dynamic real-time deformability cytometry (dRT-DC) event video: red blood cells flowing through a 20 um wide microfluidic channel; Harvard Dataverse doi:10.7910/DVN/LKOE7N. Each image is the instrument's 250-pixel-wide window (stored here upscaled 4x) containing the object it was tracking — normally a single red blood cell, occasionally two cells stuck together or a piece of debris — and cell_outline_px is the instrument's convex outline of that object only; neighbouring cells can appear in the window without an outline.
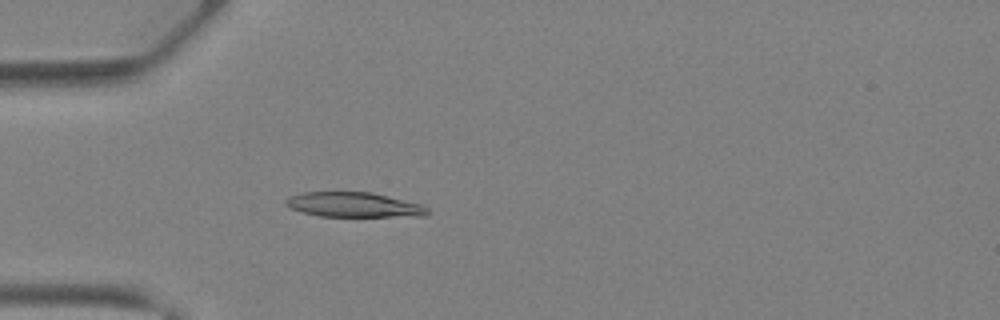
{"species": "Egyptian fruit bat (a non-hibernating species)", "species_latin": "Rousettus aegyptiacus", "temperature_condition": "warm", "stored_images_in_passage": 41, "camera_frame_rate_fps": 3000, "um_per_image_px": 0.085, "animal": {"sex": "female"}, "frame": {"image": 1, "passage_image": 12, "time_ms": 3.667, "image_size_px": [1000, 320], "cell_outline_px": [[432, 212], [424, 216], [320, 216], [304, 212], [292, 208], [284, 204], [284, 200], [288, 196], [304, 192], [372, 192], [420, 204], [428, 208]], "centroid_in_image_um": [30.08, 17.4], "position_along_channel_um": 54.9, "area_um2": 20.4}}
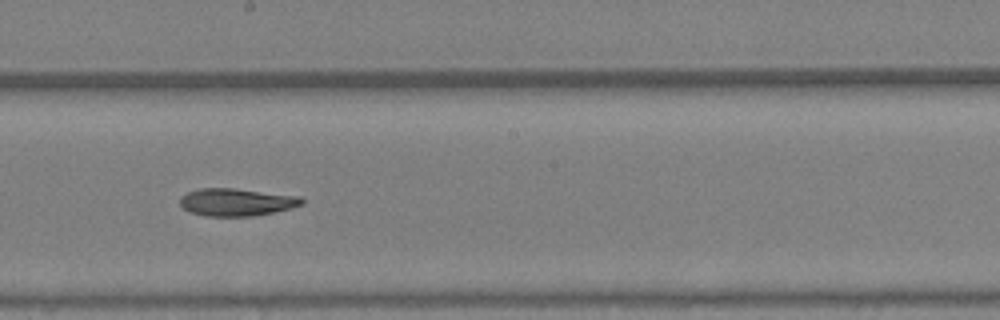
{"frame": {"image": 2, "passage_image": 23, "time_ms": 7.333, "image_size_px": [1000, 320], "cell_outline_px": [[304, 204], [276, 212], [252, 216], [204, 216], [188, 212], [180, 204], [180, 196], [188, 192], [200, 188], [236, 188], [300, 196], [304, 200]], "centroid_in_image_um": [20.1, 17.18], "position_along_channel_um": 228.1, "area_um2": 19.77}}
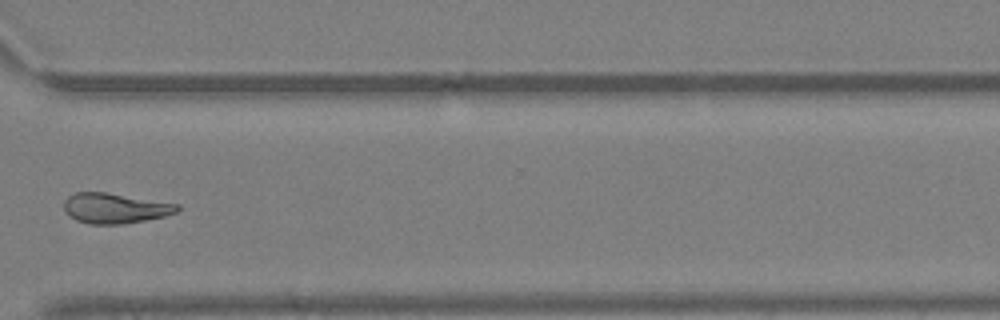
{"frame": {"image": 3, "passage_image": 31, "time_ms": 10.0, "image_size_px": [1000, 320], "cell_outline_px": [[180, 208], [176, 212], [164, 216], [144, 220], [120, 224], [88, 224], [76, 220], [68, 216], [64, 208], [64, 200], [68, 196], [76, 192], [104, 192], [180, 204]], "centroid_in_image_um": [9.75, 17.7], "position_along_channel_um": 360.9, "area_um2": 19.88}, "authors_computed_cell_mechanics": {"area_um2": 20.519, "velocity_mm_per_s": 4.9651, "shape_relaxation_time_tau1_ms": 8.5725, "shape_relaxation_time_tau2_ms": null, "deformation_change_tau1": 0.2471, "deformation_change_tau2": null}}